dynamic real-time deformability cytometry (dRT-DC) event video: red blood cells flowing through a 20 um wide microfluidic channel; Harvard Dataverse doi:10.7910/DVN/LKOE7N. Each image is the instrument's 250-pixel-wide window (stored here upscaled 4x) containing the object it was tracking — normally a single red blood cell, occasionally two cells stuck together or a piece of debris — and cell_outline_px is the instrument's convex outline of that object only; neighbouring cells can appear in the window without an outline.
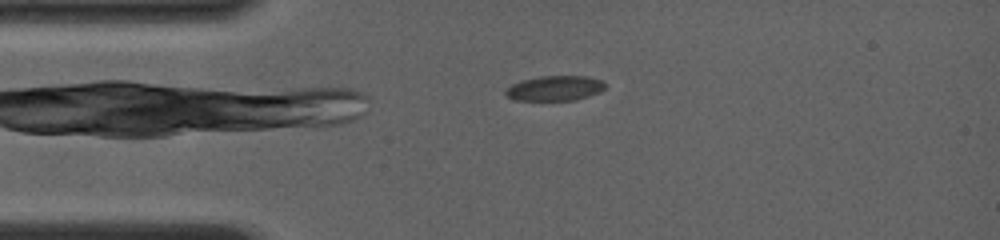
{"species": "common noctule bat (a hibernating species)", "species_latin": "Nyctalus noctula", "temperature_condition": "room temperature", "stored_images_in_passage": 7, "camera_frame_rate_fps": 4000, "um_per_image_px": 0.085, "animal": {"sex": "female", "body_mass_g": 19.0, "forearm_length_mm": 56.7}, "frame": {"image": 1, "passage_image": 1, "time_ms": 0.0, "image_size_px": [1000, 240], "cell_outline_px": [[604, 88], [600, 92], [576, 100], [516, 100], [508, 96], [504, 92], [512, 84], [524, 80], [540, 76], [588, 76], [604, 80]], "centroid_in_image_um": [47.21, 7.49], "position_along_channel_um": 37.8, "area_um2": 14.39}}
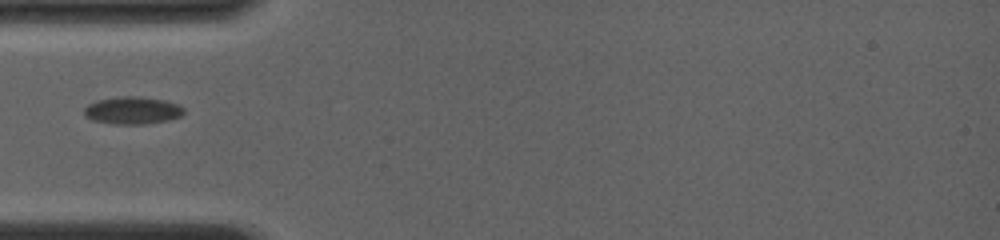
{"frame": {"image": 2, "passage_image": 4, "time_ms": 1.5, "image_size_px": [1000, 240], "cell_outline_px": [[184, 112], [180, 116], [168, 120], [144, 124], [112, 124], [92, 120], [84, 116], [84, 108], [88, 104], [96, 100], [120, 96], [140, 96], [164, 100], [176, 104], [184, 108]], "centroid_in_image_um": [11.22, 9.38], "position_along_channel_um": 73.8, "area_um2": 16.01}}
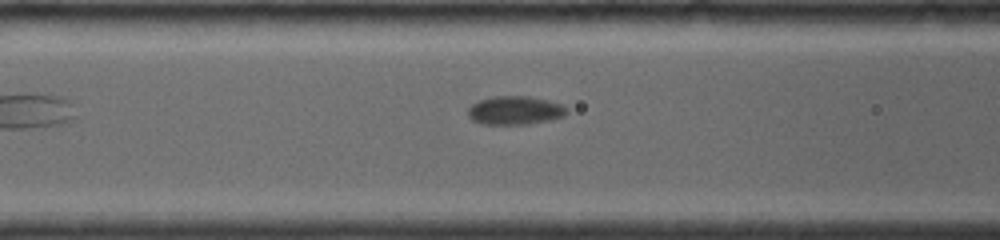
{"frame": {"image": 3, "passage_image": 7, "time_ms": 2.75, "image_size_px": [1000, 240], "cell_outline_px": [[568, 112], [564, 116], [548, 120], [528, 124], [480, 124], [472, 120], [468, 116], [468, 108], [472, 104], [480, 100], [492, 96], [528, 96], [560, 104], [568, 108]], "centroid_in_image_um": [43.74, 9.39], "position_along_channel_um": 122.9, "area_um2": 16.36}}